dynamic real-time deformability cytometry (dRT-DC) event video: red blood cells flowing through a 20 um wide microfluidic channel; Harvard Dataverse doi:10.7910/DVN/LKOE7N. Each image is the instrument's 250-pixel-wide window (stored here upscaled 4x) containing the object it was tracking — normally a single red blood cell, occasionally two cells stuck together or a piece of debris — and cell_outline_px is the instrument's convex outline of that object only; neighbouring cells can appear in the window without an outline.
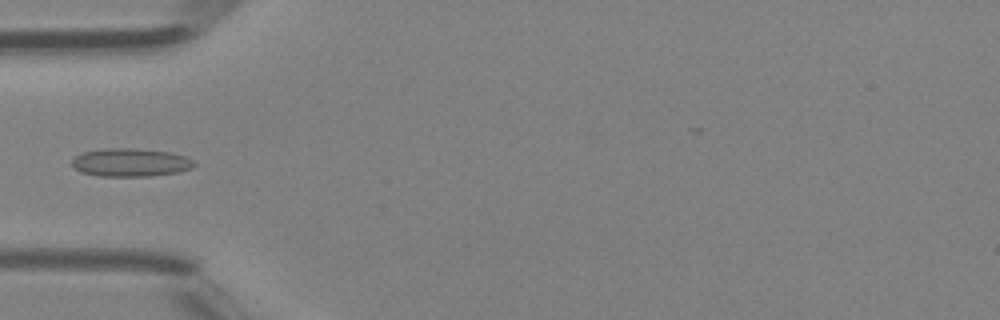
{"species": "Egyptian fruit bat (a non-hibernating species)", "species_latin": "Rousettus aegyptiacus", "temperature_condition": "room temperature", "stored_images_in_passage": 33, "camera_frame_rate_fps": 3000, "um_per_image_px": 0.085, "animal": {"sex": "female"}, "frame": {"image": 1, "passage_image": 1, "time_ms": 0.0, "image_size_px": [1000, 320], "cell_outline_px": [[196, 164], [192, 168], [176, 172], [152, 176], [100, 176], [80, 172], [72, 168], [72, 160], [80, 152], [104, 148], [136, 148], [172, 152], [184, 156], [192, 160]], "centroid_in_image_um": [11.06, 13.8], "position_along_channel_um": 73.9, "area_um2": 20.29}}
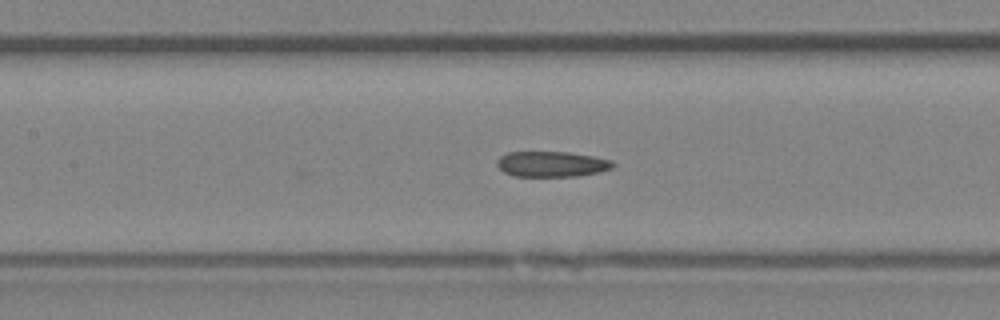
{"frame": {"image": 2, "passage_image": 7, "time_ms": 2.0, "image_size_px": [1000, 320], "cell_outline_px": [[616, 164], [612, 168], [600, 172], [576, 176], [512, 176], [504, 172], [496, 164], [496, 160], [500, 156], [508, 152], [568, 152], [596, 156], [612, 160]], "centroid_in_image_um": [46.92, 13.94], "position_along_channel_um": 160.5, "area_um2": 17.4}}
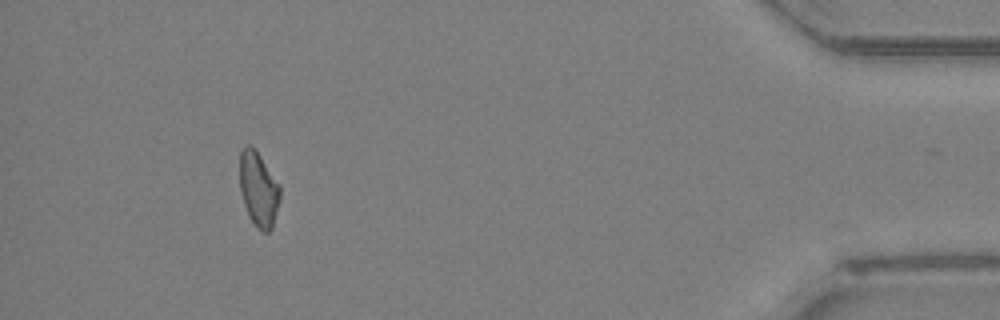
{"frame": {"image": 3, "passage_image": 29, "time_ms": 9.333, "image_size_px": [1000, 320], "cell_outline_px": [[280, 200], [272, 228], [268, 232], [264, 232], [256, 228], [248, 216], [240, 192], [240, 152], [244, 144], [252, 144], [256, 148], [280, 184]], "centroid_in_image_um": [21.97, 16.04], "position_along_channel_um": 413.2, "area_um2": 18.03}}